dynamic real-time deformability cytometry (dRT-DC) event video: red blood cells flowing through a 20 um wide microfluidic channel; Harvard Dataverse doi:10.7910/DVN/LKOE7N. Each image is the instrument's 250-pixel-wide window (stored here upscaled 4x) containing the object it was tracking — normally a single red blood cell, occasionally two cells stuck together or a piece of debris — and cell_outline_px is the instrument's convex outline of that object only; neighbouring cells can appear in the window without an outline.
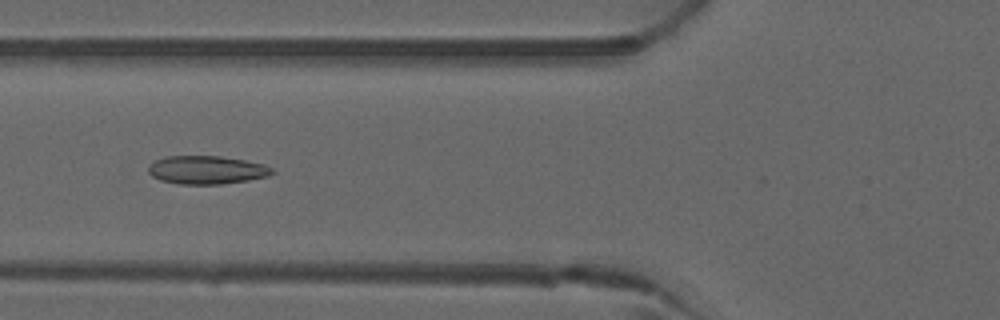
{"species": "common noctule bat (a hibernating species)", "species_latin": "Nyctalus noctula", "temperature_condition": "warm", "stored_images_in_passage": 35, "camera_frame_rate_fps": 3000, "um_per_image_px": 0.085, "animal": {"sex": "male", "forearm_length_mm": 52.5}, "frame": {"image": 1, "passage_image": 4, "time_ms": 1.0, "image_size_px": [1000, 320], "cell_outline_px": [[276, 172], [268, 176], [248, 180], [220, 184], [180, 184], [160, 180], [152, 176], [148, 172], [148, 168], [156, 160], [164, 156], [220, 156], [244, 160], [264, 164], [272, 168]], "centroid_in_image_um": [17.58, 14.44], "position_along_channel_um": 108.2, "area_um2": 20.35}}
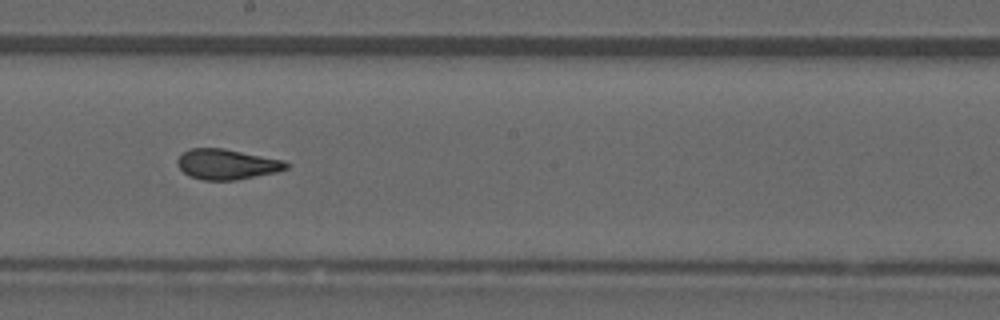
{"frame": {"image": 2, "passage_image": 13, "time_ms": 4.0, "image_size_px": [1000, 320], "cell_outline_px": [[288, 168], [276, 172], [236, 180], [204, 180], [188, 176], [176, 164], [176, 160], [188, 148], [224, 148], [284, 160], [288, 164]], "centroid_in_image_um": [19.26, 13.96], "position_along_channel_um": 228.9, "area_um2": 19.25}}
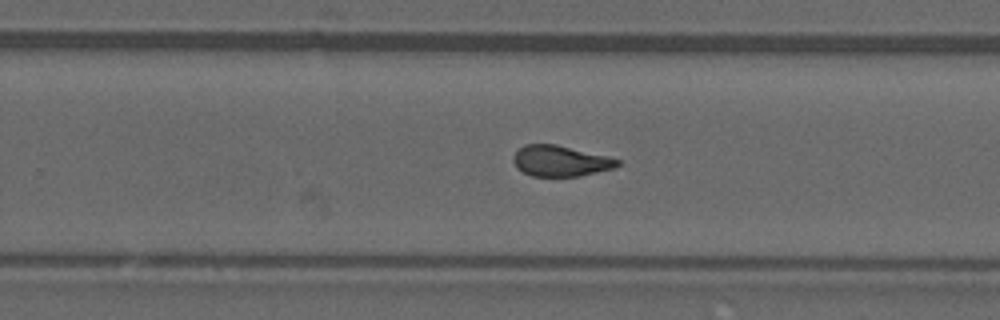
{"frame": {"image": 3, "passage_image": 17, "time_ms": 5.333, "image_size_px": [1000, 320], "cell_outline_px": [[620, 164], [616, 168], [580, 176], [532, 176], [516, 168], [512, 160], [512, 156], [524, 144], [556, 144], [608, 156], [620, 160]], "centroid_in_image_um": [47.64, 13.68], "position_along_channel_um": 282.2, "area_um2": 18.84}, "authors_computed_cell_mechanics": {"area_um2": 19.3052, "velocity_mm_per_s": 4.0237, "shape_relaxation_time_tau1_ms": null, "shape_relaxation_time_tau2_ms": 1.6002, "deformation_change_tau1": null, "deformation_change_tau2": 0.0691}}